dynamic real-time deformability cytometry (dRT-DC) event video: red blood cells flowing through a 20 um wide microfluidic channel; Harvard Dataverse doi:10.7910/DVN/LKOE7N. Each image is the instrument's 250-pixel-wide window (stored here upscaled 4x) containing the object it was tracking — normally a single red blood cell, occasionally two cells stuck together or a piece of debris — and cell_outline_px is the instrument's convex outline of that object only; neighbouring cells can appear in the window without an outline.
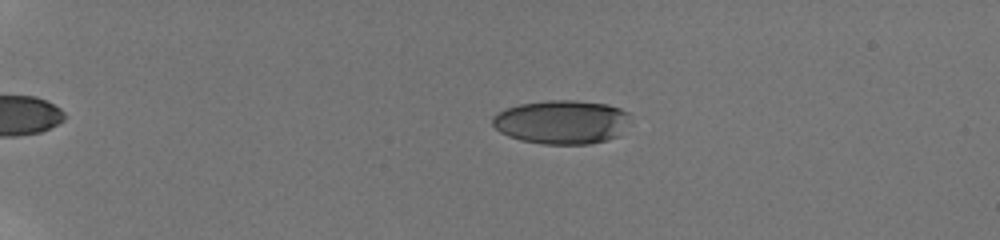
{"species": "human", "species_latin": "Homo sapiens", "temperature_condition": "room temperature", "stored_images_in_passage": 44, "camera_frame_rate_fps": 3000, "um_per_image_px": 0.085, "donor": {"sex": "male"}, "frame": {"image": 1, "passage_image": 20, "time_ms": 4.0, "image_size_px": [1000, 240], "cell_outline_px": [[632, 124], [620, 136], [608, 140], [588, 144], [544, 144], [520, 140], [508, 136], [500, 132], [492, 124], [492, 116], [496, 112], [504, 108], [520, 104], [548, 100], [572, 100], [608, 104], [620, 108], [628, 112]], "centroid_in_image_um": [47.79, 10.37], "position_along_channel_um": 37.2, "area_um2": 35.89}}
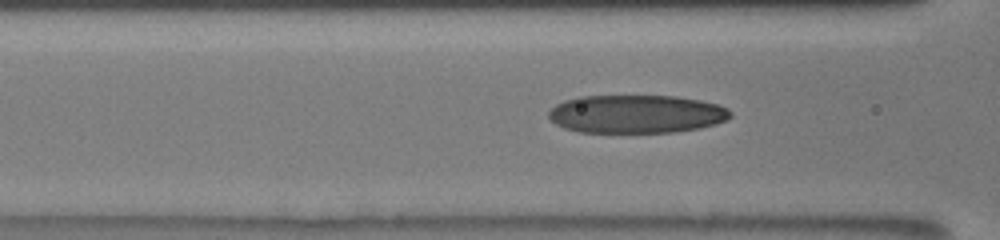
{"frame": {"image": 2, "passage_image": 36, "time_ms": 8.333, "image_size_px": [1000, 240], "cell_outline_px": [[732, 116], [728, 120], [716, 124], [700, 128], [676, 132], [580, 132], [564, 128], [556, 124], [548, 116], [548, 112], [556, 104], [564, 100], [580, 96], [676, 96], [700, 100], [720, 104], [728, 108], [732, 112]], "centroid_in_image_um": [54.13, 9.69], "position_along_channel_um": 112.5, "area_um2": 40.81}}
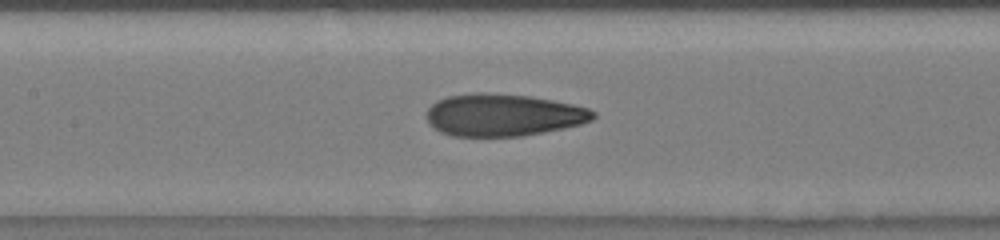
{"frame": {"image": 3, "passage_image": 41, "time_ms": 9.667, "image_size_px": [1000, 240], "cell_outline_px": [[596, 116], [592, 120], [580, 124], [564, 128], [524, 136], [452, 136], [440, 132], [432, 128], [428, 124], [424, 116], [428, 108], [436, 100], [448, 96], [476, 92], [484, 92], [528, 96], [552, 100], [572, 104], [588, 108], [596, 112]], "centroid_in_image_um": [42.72, 9.78], "position_along_channel_um": 164.7, "area_um2": 41.38}}